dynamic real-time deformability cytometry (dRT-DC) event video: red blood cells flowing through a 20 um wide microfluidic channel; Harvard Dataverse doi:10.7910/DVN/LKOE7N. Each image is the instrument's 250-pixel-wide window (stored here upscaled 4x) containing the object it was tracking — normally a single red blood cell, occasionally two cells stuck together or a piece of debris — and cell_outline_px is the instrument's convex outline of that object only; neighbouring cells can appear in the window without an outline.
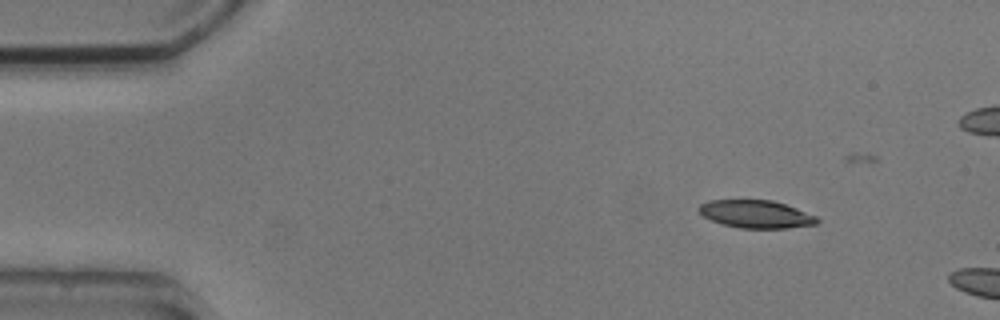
{"species": "common noctule bat (a hibernating species)", "species_latin": "Nyctalus noctula", "temperature_condition": "cold", "stored_images_in_passage": 3, "camera_frame_rate_fps": 3000, "um_per_image_px": 0.085, "animal": {"sex": "male", "body_mass_g": 20.5, "forearm_length_mm": 52.5}, "frame": {"image": 1, "passage_image": 1, "time_ms": 0.0, "image_size_px": [1000, 320], "cell_outline_px": [[820, 220], [816, 224], [788, 228], [740, 228], [724, 224], [712, 220], [704, 216], [696, 208], [700, 204], [708, 200], [772, 200], [796, 208], [816, 216]], "centroid_in_image_um": [64.25, 18.19], "position_along_channel_um": 20.7, "area_um2": 19.02}}